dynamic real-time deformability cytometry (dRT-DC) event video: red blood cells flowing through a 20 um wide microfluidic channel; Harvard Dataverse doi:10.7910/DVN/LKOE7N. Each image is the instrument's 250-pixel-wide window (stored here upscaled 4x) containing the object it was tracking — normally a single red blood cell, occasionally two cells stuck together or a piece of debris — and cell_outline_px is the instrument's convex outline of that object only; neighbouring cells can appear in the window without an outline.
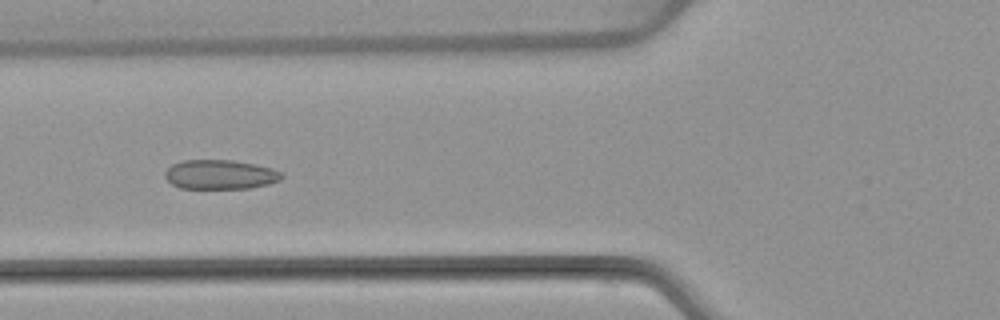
{"species": "common noctule bat (a hibernating species)", "species_latin": "Nyctalus noctula", "temperature_condition": "warm", "stored_images_in_passage": 54, "camera_frame_rate_fps": 3000, "um_per_image_px": 0.085, "animal": {"sex": "female", "body_mass_g": 22.7, "forearm_length_mm": 54.2}, "frame": {"image": 1, "passage_image": 21, "time_ms": 6.667, "image_size_px": [1000, 320], "cell_outline_px": [[284, 176], [280, 180], [268, 184], [248, 188], [180, 188], [172, 184], [164, 176], [164, 172], [172, 164], [184, 160], [232, 160], [256, 164], [272, 168], [280, 172]], "centroid_in_image_um": [18.71, 14.83], "position_along_channel_um": 107.1, "area_um2": 19.94}}
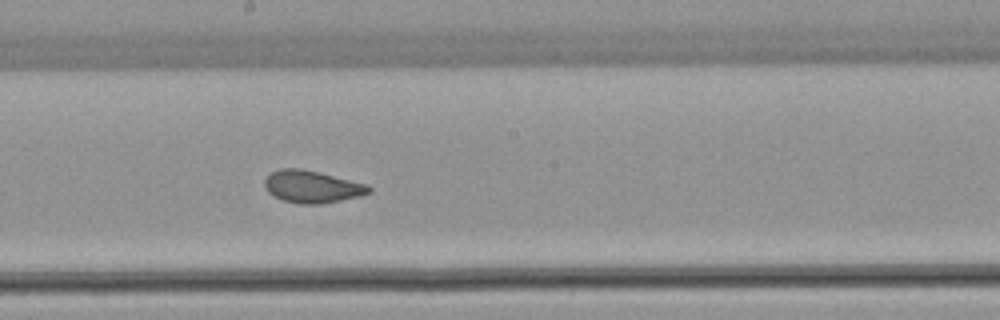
{"frame": {"image": 2, "passage_image": 30, "time_ms": 9.667, "image_size_px": [1000, 320], "cell_outline_px": [[372, 192], [360, 196], [320, 204], [300, 204], [284, 200], [272, 196], [264, 188], [264, 180], [272, 172], [280, 168], [300, 168], [320, 172], [368, 184], [372, 188]], "centroid_in_image_um": [26.53, 15.86], "position_along_channel_um": 221.7, "area_um2": 19.77}}
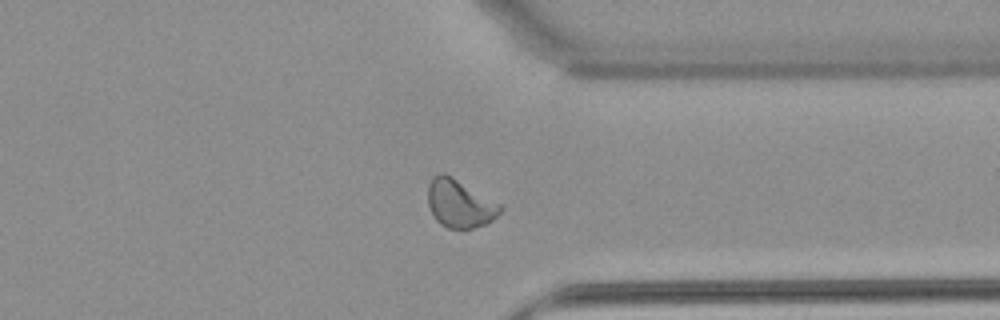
{"frame": {"image": 3, "passage_image": 42, "time_ms": 13.667, "image_size_px": [1000, 320], "cell_outline_px": [[504, 208], [492, 220], [484, 224], [472, 228], [448, 228], [440, 224], [436, 220], [428, 204], [428, 184], [432, 176], [440, 172], [444, 172], [452, 176], [500, 204]], "centroid_in_image_um": [39.05, 17.28], "position_along_channel_um": 372.4, "area_um2": 20.11}, "authors_computed_cell_mechanics": {"area_um2": 20.6057, "velocity_mm_per_s": 3.8139, "shape_relaxation_time_tau1_ms": null, "shape_relaxation_time_tau2_ms": 0.8739, "deformation_change_tau1": null, "deformation_change_tau2": 0.0555}}